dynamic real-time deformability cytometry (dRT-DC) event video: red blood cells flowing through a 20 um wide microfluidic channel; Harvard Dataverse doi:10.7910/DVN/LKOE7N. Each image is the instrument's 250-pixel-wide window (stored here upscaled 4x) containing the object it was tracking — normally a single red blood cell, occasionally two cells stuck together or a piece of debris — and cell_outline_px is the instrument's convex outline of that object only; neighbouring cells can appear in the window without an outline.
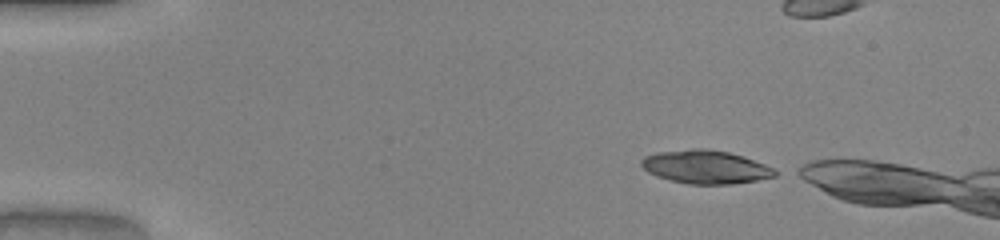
{"species": "common noctule bat (a hibernating species)", "species_latin": "Nyctalus noctula", "temperature_condition": "warm", "stored_images_in_passage": 39, "camera_frame_rate_fps": 3000, "um_per_image_px": 0.085, "animal": {"sex": "male", "body_mass_g": 20.0, "forearm_length_mm": 53.3}, "frame": {"image": 1, "passage_image": 1, "time_ms": 0.0, "image_size_px": [1000, 240], "cell_outline_px": [[780, 172], [776, 176], [756, 180], [732, 184], [688, 184], [668, 180], [656, 176], [648, 172], [640, 164], [640, 160], [644, 156], [656, 152], [692, 148], [708, 148], [728, 152], [764, 164]], "centroid_in_image_um": [59.93, 14.19], "position_along_channel_um": 25.1, "area_um2": 26.07}}
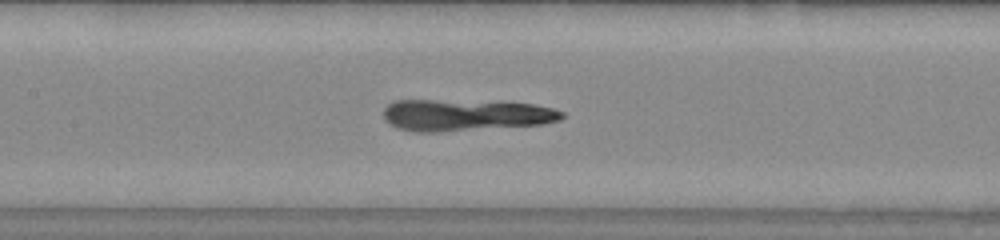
{"frame": {"image": 2, "passage_image": 18, "time_ms": 5.667, "image_size_px": [1000, 240], "cell_outline_px": [[564, 116], [560, 120], [544, 124], [440, 132], [416, 132], [396, 128], [384, 120], [384, 108], [388, 104], [396, 100], [432, 100], [532, 104], [552, 108], [564, 112]], "centroid_in_image_um": [39.52, 9.8], "position_along_channel_um": 167.9, "area_um2": 32.6}}
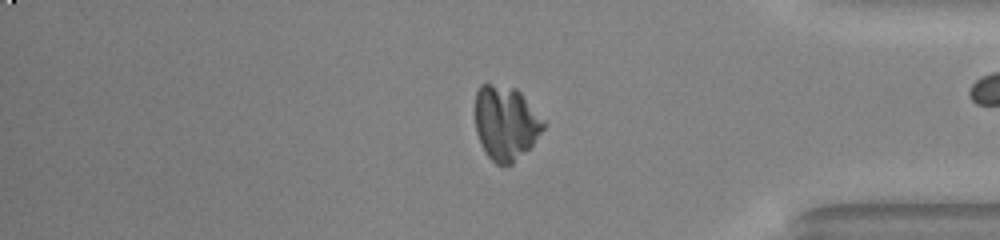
{"frame": {"image": 3, "passage_image": 36, "time_ms": 11.667, "image_size_px": [1000, 240], "cell_outline_px": [[544, 128], [532, 144], [512, 164], [504, 168], [496, 164], [488, 156], [480, 144], [476, 132], [476, 92], [480, 84], [492, 84], [516, 88], [520, 92], [544, 120]], "centroid_in_image_um": [42.96, 10.46], "position_along_channel_um": 392.2, "area_um2": 29.42}}